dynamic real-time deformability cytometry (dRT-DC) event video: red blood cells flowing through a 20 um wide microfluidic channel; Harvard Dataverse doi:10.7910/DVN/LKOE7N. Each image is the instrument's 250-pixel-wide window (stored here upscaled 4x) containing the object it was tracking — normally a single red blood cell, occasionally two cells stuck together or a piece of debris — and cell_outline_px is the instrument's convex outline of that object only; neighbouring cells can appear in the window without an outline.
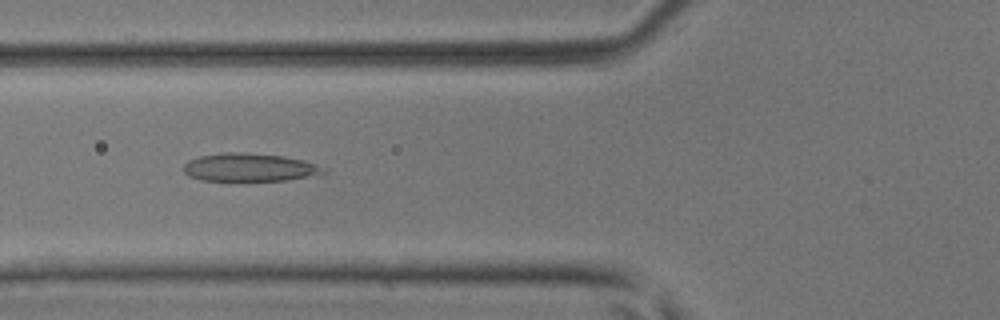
{"species": "common noctule bat (a hibernating species)", "species_latin": "Nyctalus noctula", "temperature_condition": "room temperature", "stored_images_in_passage": 43, "camera_frame_rate_fps": 3000, "um_per_image_px": 0.085, "animal": {"sex": "male", "body_mass_g": 17.9, "forearm_length_mm": 54.2}, "frame": {"image": 1, "passage_image": 19, "time_ms": 6.0, "image_size_px": [1000, 320], "cell_outline_px": [[328, 172], [320, 176], [288, 180], [200, 180], [188, 176], [184, 172], [184, 164], [188, 160], [200, 156], [224, 152], [232, 152], [284, 156], [304, 160], [316, 164], [324, 168]], "centroid_in_image_um": [21.27, 14.24], "position_along_channel_um": 104.5, "area_um2": 23.0}}
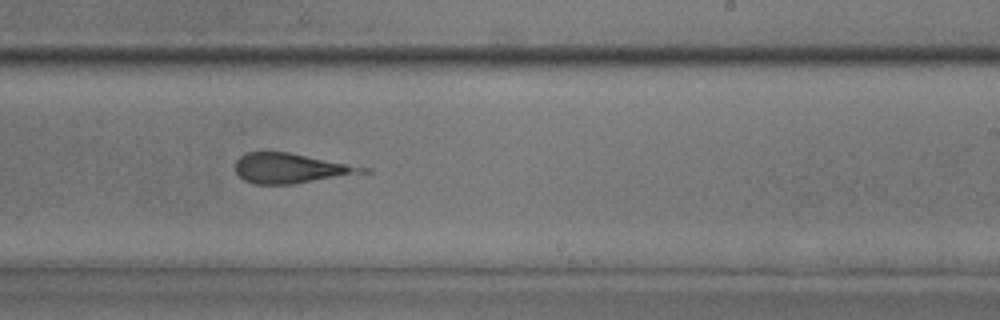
{"frame": {"image": 2, "passage_image": 30, "time_ms": 9.667, "image_size_px": [1000, 320], "cell_outline_px": [[372, 172], [292, 184], [252, 184], [244, 180], [236, 172], [236, 160], [240, 156], [248, 152], [288, 152], [372, 168]], "centroid_in_image_um": [24.76, 14.31], "position_along_channel_um": 264.2, "area_um2": 22.25}}
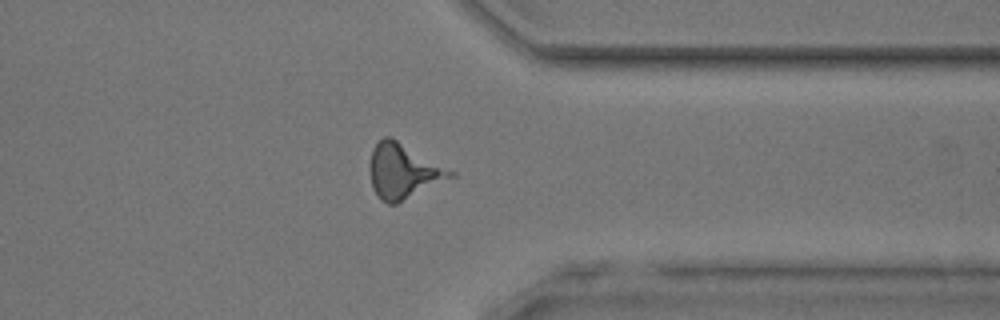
{"frame": {"image": 3, "passage_image": 38, "time_ms": 12.333, "image_size_px": [1000, 320], "cell_outline_px": [[456, 176], [396, 204], [388, 204], [380, 200], [376, 196], [372, 188], [368, 172], [368, 168], [372, 148], [384, 136], [392, 136], [456, 172]], "centroid_in_image_um": [34.26, 14.54], "position_along_channel_um": 377.1, "area_um2": 26.36}}